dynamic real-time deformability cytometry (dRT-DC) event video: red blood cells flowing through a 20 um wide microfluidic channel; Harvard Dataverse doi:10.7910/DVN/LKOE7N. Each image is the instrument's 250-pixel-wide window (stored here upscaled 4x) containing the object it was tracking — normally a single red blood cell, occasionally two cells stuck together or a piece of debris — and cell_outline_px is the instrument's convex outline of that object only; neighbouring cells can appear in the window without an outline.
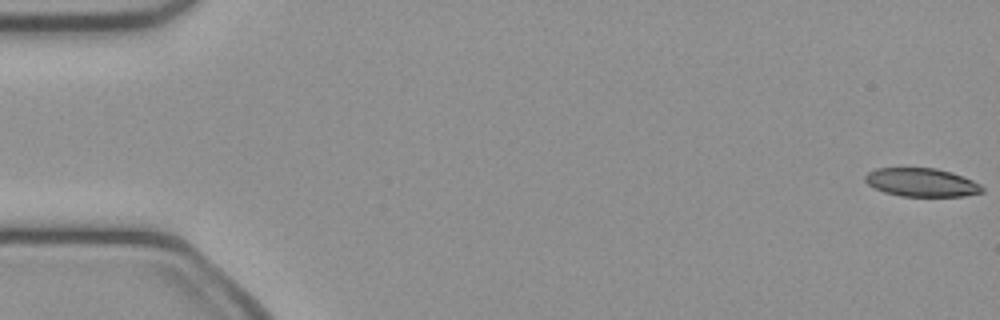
{"species": "common noctule bat (a hibernating species)", "species_latin": "Nyctalus noctula", "temperature_condition": "cold", "stored_images_in_passage": 50, "camera_frame_rate_fps": 3000, "um_per_image_px": 0.085, "animal": {"sex": "female", "body_mass_g": 21.9}, "frame": {"image": 1, "passage_image": 1, "time_ms": 0.0, "image_size_px": [1000, 320], "cell_outline_px": [[984, 192], [964, 196], [900, 196], [884, 192], [868, 184], [864, 180], [864, 176], [868, 172], [876, 168], [936, 168], [952, 172], [972, 180], [980, 184], [984, 188]], "centroid_in_image_um": [78.34, 15.5], "position_along_channel_um": 6.7, "area_um2": 19.42}}
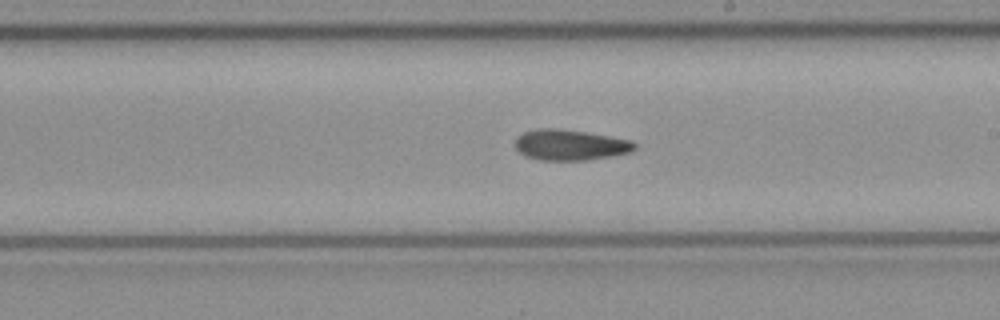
{"frame": {"image": 2, "passage_image": 29, "time_ms": 9.333, "image_size_px": [1000, 320], "cell_outline_px": [[636, 148], [632, 152], [612, 156], [588, 160], [540, 160], [524, 156], [516, 148], [516, 136], [524, 132], [540, 128], [556, 128], [584, 132], [632, 140], [636, 144]], "centroid_in_image_um": [48.47, 12.33], "position_along_channel_um": 240.5, "area_um2": 21.39}}
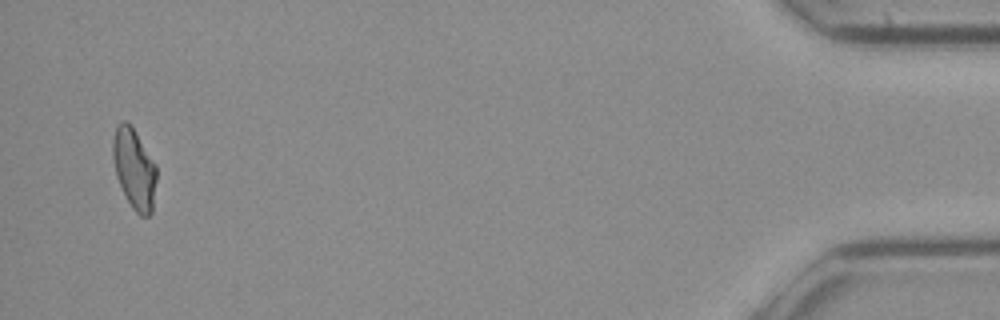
{"frame": {"image": 3, "passage_image": 49, "time_ms": 16.0, "image_size_px": [1000, 320], "cell_outline_px": [[156, 180], [152, 212], [148, 216], [140, 216], [132, 208], [116, 176], [112, 160], [112, 144], [116, 124], [120, 120], [128, 120], [136, 132], [156, 164]], "centroid_in_image_um": [11.39, 14.29], "position_along_channel_um": 423.8, "area_um2": 20.63}, "authors_computed_cell_mechanics": {"area_um2": 21.1548, "velocity_mm_per_s": 4.0873, "shape_relaxation_time_tau1_ms": null, "shape_relaxation_time_tau2_ms": 10.1237, "deformation_change_tau1": null, "deformation_change_tau2": 0.2172}}